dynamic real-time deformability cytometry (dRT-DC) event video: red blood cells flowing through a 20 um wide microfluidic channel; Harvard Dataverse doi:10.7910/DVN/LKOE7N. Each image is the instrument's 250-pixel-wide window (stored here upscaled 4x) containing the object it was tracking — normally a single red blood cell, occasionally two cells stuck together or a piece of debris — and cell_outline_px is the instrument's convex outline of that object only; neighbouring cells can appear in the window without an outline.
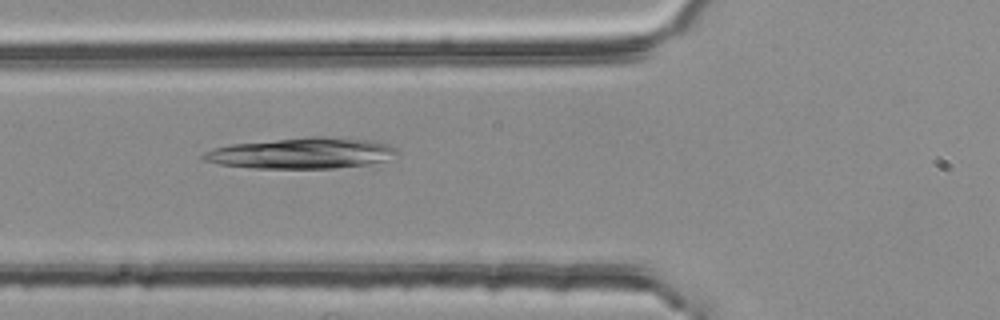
{"species": "common noctule bat (a hibernating species)", "species_latin": "Nyctalus noctula", "temperature_condition": "room temperature", "stored_images_in_passage": 3, "camera_frame_rate_fps": 3000, "um_per_image_px": 0.085, "animal": {"sex": "female", "body_mass_g": 25.1}, "frame": {"image": 1, "passage_image": 3, "time_ms": 0.667, "image_size_px": [1000, 320], "cell_outline_px": [[400, 152], [384, 160], [368, 164], [336, 168], [256, 168], [220, 164], [204, 160], [200, 156], [204, 152], [216, 148], [232, 144], [304, 136], [324, 136], [372, 140], [388, 144], [396, 148]], "centroid_in_image_um": [25.67, 13.01], "position_along_channel_um": 100.1, "area_um2": 34.85}}